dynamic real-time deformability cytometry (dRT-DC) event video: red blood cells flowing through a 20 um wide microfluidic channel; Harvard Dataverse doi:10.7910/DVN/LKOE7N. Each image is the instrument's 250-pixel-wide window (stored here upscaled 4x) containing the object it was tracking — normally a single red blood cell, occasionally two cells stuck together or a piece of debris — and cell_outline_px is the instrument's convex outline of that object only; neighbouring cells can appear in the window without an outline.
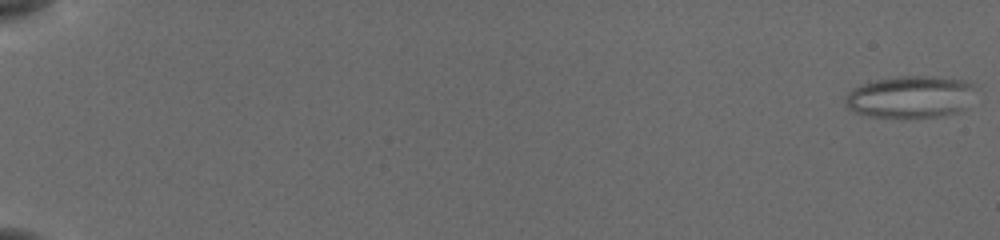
{"species": "common noctule bat (a hibernating species)", "species_latin": "Nyctalus noctula", "temperature_condition": "cold", "stored_images_in_passage": 5, "segment_of_instrument_passage": [1, 2], "camera_frame_rate_fps": 3000, "um_per_image_px": 0.085, "animal": {"sex": "female", "body_mass_g": 19.5, "forearm_length_mm": 54.1}, "frame": {"image": 1, "passage_image": 1, "time_ms": 0.0, "image_size_px": [1000, 240], "cell_outline_px": [[972, 84], [960, 108], [952, 112], [932, 116], [876, 116], [856, 112], [848, 108], [844, 104], [844, 100], [848, 92], [852, 88], [876, 80], [904, 76], [932, 76], [964, 80]], "centroid_in_image_um": [77.21, 8.2], "position_along_channel_um": 7.8, "area_um2": 30.11}}